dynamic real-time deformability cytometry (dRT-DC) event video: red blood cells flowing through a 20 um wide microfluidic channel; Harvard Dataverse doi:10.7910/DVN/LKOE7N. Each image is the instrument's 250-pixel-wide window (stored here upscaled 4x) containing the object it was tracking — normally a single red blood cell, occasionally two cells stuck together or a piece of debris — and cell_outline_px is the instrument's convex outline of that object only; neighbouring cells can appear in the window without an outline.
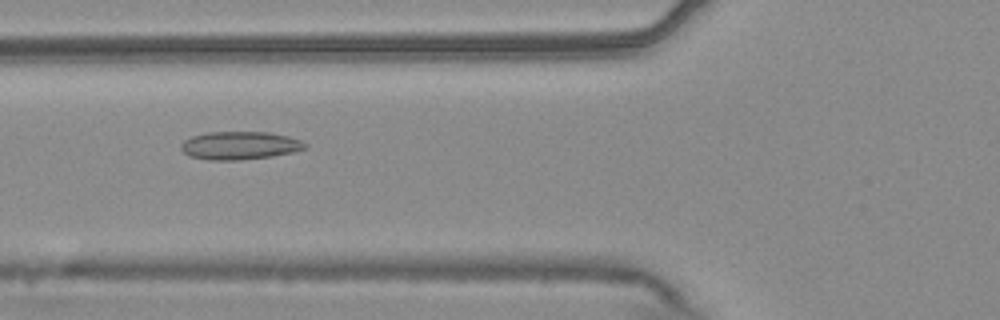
{"species": "common noctule bat (a hibernating species)", "species_latin": "Nyctalus noctula", "temperature_condition": "warm", "stored_images_in_passage": 53, "camera_frame_rate_fps": 3000, "um_per_image_px": 0.085, "animal": {"sex": "male", "body_mass_g": 20.4}, "frame": {"image": 1, "passage_image": 20, "time_ms": 6.333, "image_size_px": [1000, 320], "cell_outline_px": [[308, 148], [292, 152], [272, 156], [240, 160], [208, 160], [188, 156], [180, 148], [180, 144], [184, 140], [192, 136], [208, 132], [268, 132], [288, 136], [300, 140], [308, 144]], "centroid_in_image_um": [20.37, 12.37], "position_along_channel_um": 105.4, "area_um2": 20.4}}
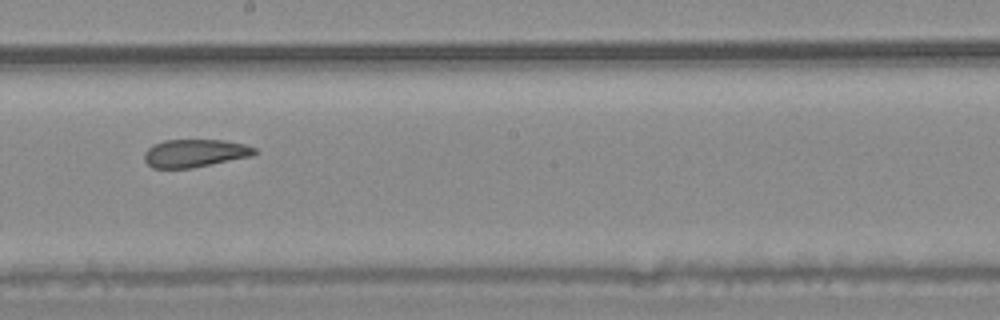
{"frame": {"image": 2, "passage_image": 30, "time_ms": 9.667, "image_size_px": [1000, 320], "cell_outline_px": [[260, 152], [252, 156], [192, 168], [152, 168], [144, 160], [144, 152], [152, 144], [164, 140], [224, 140], [244, 144], [256, 148]], "centroid_in_image_um": [16.57, 13.02], "position_along_channel_um": 231.6, "area_um2": 18.09}}
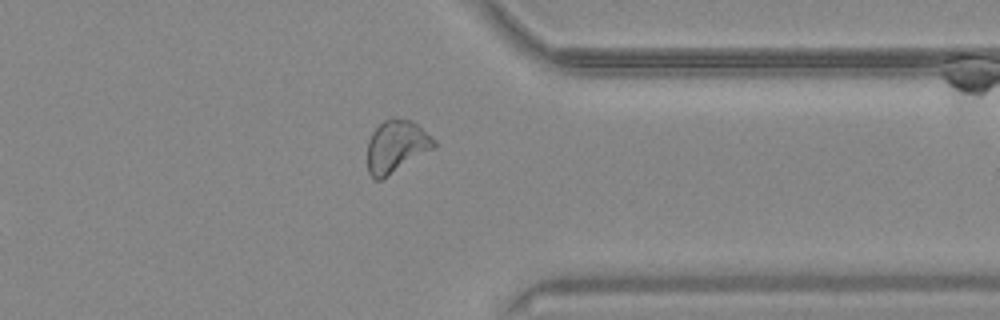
{"frame": {"image": 3, "passage_image": 42, "time_ms": 13.667, "image_size_px": [1000, 320], "cell_outline_px": [[436, 144], [432, 148], [380, 180], [376, 180], [368, 172], [368, 140], [372, 132], [384, 120], [392, 116], [412, 120], [436, 140]], "centroid_in_image_um": [33.66, 12.39], "position_along_channel_um": 377.7, "area_um2": 19.94}, "authors_computed_cell_mechanics": {"area_um2": 20.4612, "velocity_mm_per_s": 3.7907, "shape_relaxation_time_tau1_ms": 9.5374, "shape_relaxation_time_tau2_ms": 2.4599, "deformation_change_tau1": 0.191, "deformation_change_tau2": 0.1043}}